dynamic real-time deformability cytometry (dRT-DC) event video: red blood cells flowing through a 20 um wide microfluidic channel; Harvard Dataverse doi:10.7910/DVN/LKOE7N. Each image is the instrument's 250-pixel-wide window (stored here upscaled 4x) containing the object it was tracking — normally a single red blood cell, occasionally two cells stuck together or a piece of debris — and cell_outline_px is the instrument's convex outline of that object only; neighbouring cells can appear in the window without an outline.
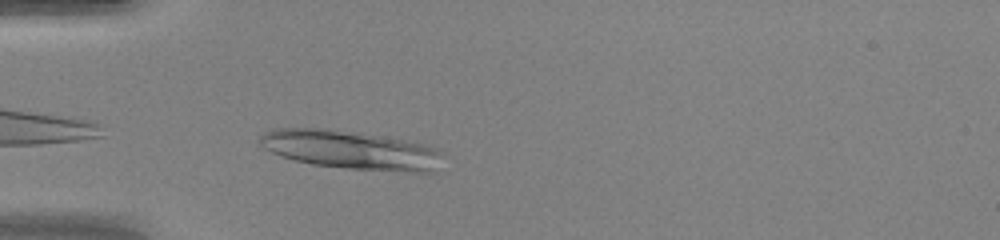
{"species": "human", "species_latin": "Homo sapiens", "temperature_condition": "warm", "stored_images_in_passage": 34, "camera_frame_rate_fps": 3000, "um_per_image_px": 0.085, "donor": {"sex": "female"}, "frame": {"image": 1, "passage_image": 1, "time_ms": 0.0, "image_size_px": [1000, 240], "cell_outline_px": [[436, 152], [432, 172], [420, 172], [348, 168], [312, 164], [280, 156], [264, 148], [256, 140], [264, 132], [276, 128], [328, 128], [380, 136], [420, 144], [436, 148]], "centroid_in_image_um": [29.61, 12.71], "position_along_channel_um": 55.4, "area_um2": 39.94}}
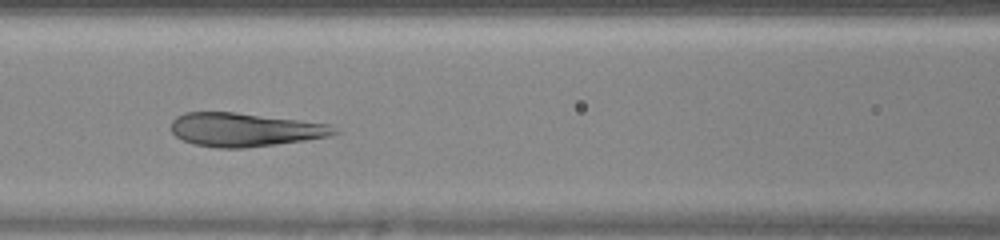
{"frame": {"image": 2, "passage_image": 8, "time_ms": 2.333, "image_size_px": [1000, 240], "cell_outline_px": [[340, 132], [328, 136], [304, 140], [276, 144], [244, 148], [220, 148], [192, 144], [176, 136], [172, 132], [172, 120], [176, 116], [184, 112], [232, 112], [332, 124]], "centroid_in_image_um": [20.8, 11.02], "position_along_channel_um": 145.8, "area_um2": 31.79}}
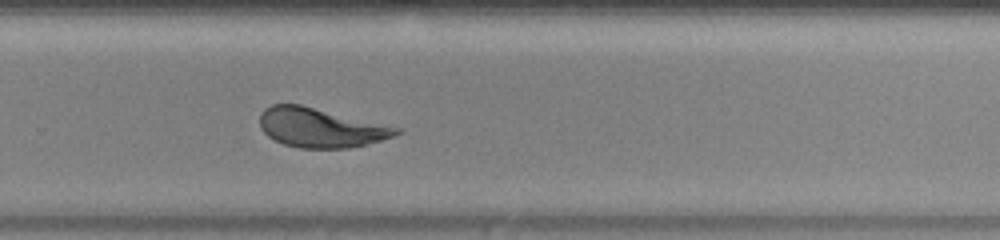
{"frame": {"image": 3, "passage_image": 19, "time_ms": 6.0, "image_size_px": [1000, 240], "cell_outline_px": [[404, 128], [400, 132], [392, 136], [380, 140], [348, 148], [300, 148], [284, 144], [268, 136], [260, 128], [260, 116], [264, 108], [272, 104], [300, 104]], "centroid_in_image_um": [27.25, 10.84], "position_along_channel_um": 302.6, "area_um2": 31.21}, "authors_computed_cell_mechanics": {"area_um2": 32.0212, "velocity_mm_per_s": 4.2805, "shape_relaxation_time_tau1_ms": 2.6352, "shape_relaxation_time_tau2_ms": null, "deformation_change_tau1": 0.1821, "deformation_change_tau2": null}}